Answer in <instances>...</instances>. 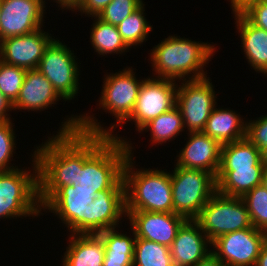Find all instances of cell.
Returning a JSON list of instances; mask_svg holds the SVG:
<instances>
[{
	"mask_svg": "<svg viewBox=\"0 0 267 266\" xmlns=\"http://www.w3.org/2000/svg\"><path fill=\"white\" fill-rule=\"evenodd\" d=\"M129 142V156L123 168L125 210L174 213L170 172L135 168L134 148Z\"/></svg>",
	"mask_w": 267,
	"mask_h": 266,
	"instance_id": "4",
	"label": "cell"
},
{
	"mask_svg": "<svg viewBox=\"0 0 267 266\" xmlns=\"http://www.w3.org/2000/svg\"><path fill=\"white\" fill-rule=\"evenodd\" d=\"M194 220L211 243L224 234L252 227L243 199L218 192L209 199Z\"/></svg>",
	"mask_w": 267,
	"mask_h": 266,
	"instance_id": "8",
	"label": "cell"
},
{
	"mask_svg": "<svg viewBox=\"0 0 267 266\" xmlns=\"http://www.w3.org/2000/svg\"><path fill=\"white\" fill-rule=\"evenodd\" d=\"M174 166L170 172L174 213L195 219L217 192L216 177L199 169Z\"/></svg>",
	"mask_w": 267,
	"mask_h": 266,
	"instance_id": "7",
	"label": "cell"
},
{
	"mask_svg": "<svg viewBox=\"0 0 267 266\" xmlns=\"http://www.w3.org/2000/svg\"><path fill=\"white\" fill-rule=\"evenodd\" d=\"M144 130L145 132L150 130L153 145L170 142L171 139L181 135L180 132L185 131L181 111L174 106L171 110L150 120L140 129L139 133Z\"/></svg>",
	"mask_w": 267,
	"mask_h": 266,
	"instance_id": "27",
	"label": "cell"
},
{
	"mask_svg": "<svg viewBox=\"0 0 267 266\" xmlns=\"http://www.w3.org/2000/svg\"><path fill=\"white\" fill-rule=\"evenodd\" d=\"M255 266H267V239L263 243Z\"/></svg>",
	"mask_w": 267,
	"mask_h": 266,
	"instance_id": "41",
	"label": "cell"
},
{
	"mask_svg": "<svg viewBox=\"0 0 267 266\" xmlns=\"http://www.w3.org/2000/svg\"><path fill=\"white\" fill-rule=\"evenodd\" d=\"M126 68L114 74L105 75L99 98V108L115 116L116 123H112L109 128H105L94 115L82 114L80 115L78 131L110 136L113 134V129H116L117 125H121L131 115L144 79L137 80L134 69L132 67Z\"/></svg>",
	"mask_w": 267,
	"mask_h": 266,
	"instance_id": "5",
	"label": "cell"
},
{
	"mask_svg": "<svg viewBox=\"0 0 267 266\" xmlns=\"http://www.w3.org/2000/svg\"><path fill=\"white\" fill-rule=\"evenodd\" d=\"M246 138L259 150L267 146V114L247 121Z\"/></svg>",
	"mask_w": 267,
	"mask_h": 266,
	"instance_id": "35",
	"label": "cell"
},
{
	"mask_svg": "<svg viewBox=\"0 0 267 266\" xmlns=\"http://www.w3.org/2000/svg\"><path fill=\"white\" fill-rule=\"evenodd\" d=\"M32 171L17 168L0 172V218L40 216L38 163L35 156Z\"/></svg>",
	"mask_w": 267,
	"mask_h": 266,
	"instance_id": "6",
	"label": "cell"
},
{
	"mask_svg": "<svg viewBox=\"0 0 267 266\" xmlns=\"http://www.w3.org/2000/svg\"><path fill=\"white\" fill-rule=\"evenodd\" d=\"M215 108L211 112L203 132L221 146L246 138L247 120L227 108Z\"/></svg>",
	"mask_w": 267,
	"mask_h": 266,
	"instance_id": "23",
	"label": "cell"
},
{
	"mask_svg": "<svg viewBox=\"0 0 267 266\" xmlns=\"http://www.w3.org/2000/svg\"><path fill=\"white\" fill-rule=\"evenodd\" d=\"M75 53L57 38L45 48L38 70L53 85L57 93L65 100H72L79 90V63Z\"/></svg>",
	"mask_w": 267,
	"mask_h": 266,
	"instance_id": "9",
	"label": "cell"
},
{
	"mask_svg": "<svg viewBox=\"0 0 267 266\" xmlns=\"http://www.w3.org/2000/svg\"><path fill=\"white\" fill-rule=\"evenodd\" d=\"M249 212L252 226L267 233V189L256 186L242 197Z\"/></svg>",
	"mask_w": 267,
	"mask_h": 266,
	"instance_id": "31",
	"label": "cell"
},
{
	"mask_svg": "<svg viewBox=\"0 0 267 266\" xmlns=\"http://www.w3.org/2000/svg\"><path fill=\"white\" fill-rule=\"evenodd\" d=\"M142 3V0H112L97 17L108 24L118 26Z\"/></svg>",
	"mask_w": 267,
	"mask_h": 266,
	"instance_id": "33",
	"label": "cell"
},
{
	"mask_svg": "<svg viewBox=\"0 0 267 266\" xmlns=\"http://www.w3.org/2000/svg\"><path fill=\"white\" fill-rule=\"evenodd\" d=\"M130 228L135 231L136 238H143L170 247L177 232L187 220L176 213L126 211Z\"/></svg>",
	"mask_w": 267,
	"mask_h": 266,
	"instance_id": "16",
	"label": "cell"
},
{
	"mask_svg": "<svg viewBox=\"0 0 267 266\" xmlns=\"http://www.w3.org/2000/svg\"><path fill=\"white\" fill-rule=\"evenodd\" d=\"M261 185L264 186L267 189V168H265L264 171H263Z\"/></svg>",
	"mask_w": 267,
	"mask_h": 266,
	"instance_id": "44",
	"label": "cell"
},
{
	"mask_svg": "<svg viewBox=\"0 0 267 266\" xmlns=\"http://www.w3.org/2000/svg\"><path fill=\"white\" fill-rule=\"evenodd\" d=\"M267 233L255 227L219 236L211 243L212 253L225 266H255Z\"/></svg>",
	"mask_w": 267,
	"mask_h": 266,
	"instance_id": "12",
	"label": "cell"
},
{
	"mask_svg": "<svg viewBox=\"0 0 267 266\" xmlns=\"http://www.w3.org/2000/svg\"><path fill=\"white\" fill-rule=\"evenodd\" d=\"M65 120L57 134L47 137L33 153L38 163L41 207L61 187L79 185V170L83 167V132L78 131L80 114Z\"/></svg>",
	"mask_w": 267,
	"mask_h": 266,
	"instance_id": "1",
	"label": "cell"
},
{
	"mask_svg": "<svg viewBox=\"0 0 267 266\" xmlns=\"http://www.w3.org/2000/svg\"><path fill=\"white\" fill-rule=\"evenodd\" d=\"M254 0H230L232 12H238L242 10L249 2Z\"/></svg>",
	"mask_w": 267,
	"mask_h": 266,
	"instance_id": "42",
	"label": "cell"
},
{
	"mask_svg": "<svg viewBox=\"0 0 267 266\" xmlns=\"http://www.w3.org/2000/svg\"><path fill=\"white\" fill-rule=\"evenodd\" d=\"M264 169H236L218 171L217 192L231 197H243L256 186L261 185Z\"/></svg>",
	"mask_w": 267,
	"mask_h": 266,
	"instance_id": "26",
	"label": "cell"
},
{
	"mask_svg": "<svg viewBox=\"0 0 267 266\" xmlns=\"http://www.w3.org/2000/svg\"><path fill=\"white\" fill-rule=\"evenodd\" d=\"M240 12L253 25L267 31V0L251 1Z\"/></svg>",
	"mask_w": 267,
	"mask_h": 266,
	"instance_id": "36",
	"label": "cell"
},
{
	"mask_svg": "<svg viewBox=\"0 0 267 266\" xmlns=\"http://www.w3.org/2000/svg\"><path fill=\"white\" fill-rule=\"evenodd\" d=\"M233 14L248 64L263 74L267 70V31L253 25L240 11Z\"/></svg>",
	"mask_w": 267,
	"mask_h": 266,
	"instance_id": "21",
	"label": "cell"
},
{
	"mask_svg": "<svg viewBox=\"0 0 267 266\" xmlns=\"http://www.w3.org/2000/svg\"><path fill=\"white\" fill-rule=\"evenodd\" d=\"M27 70L0 60V92L13 103L20 92Z\"/></svg>",
	"mask_w": 267,
	"mask_h": 266,
	"instance_id": "32",
	"label": "cell"
},
{
	"mask_svg": "<svg viewBox=\"0 0 267 266\" xmlns=\"http://www.w3.org/2000/svg\"><path fill=\"white\" fill-rule=\"evenodd\" d=\"M125 210V190H102L88 204L87 234L119 227L122 217H127Z\"/></svg>",
	"mask_w": 267,
	"mask_h": 266,
	"instance_id": "19",
	"label": "cell"
},
{
	"mask_svg": "<svg viewBox=\"0 0 267 266\" xmlns=\"http://www.w3.org/2000/svg\"><path fill=\"white\" fill-rule=\"evenodd\" d=\"M144 5L145 4L142 3L117 26L118 32L129 48L137 45L141 46L143 42H146L149 32H151L153 28L151 24L147 22L145 17L146 14L144 13Z\"/></svg>",
	"mask_w": 267,
	"mask_h": 266,
	"instance_id": "30",
	"label": "cell"
},
{
	"mask_svg": "<svg viewBox=\"0 0 267 266\" xmlns=\"http://www.w3.org/2000/svg\"><path fill=\"white\" fill-rule=\"evenodd\" d=\"M131 231L132 238L116 228L98 233L105 244L103 266H133L136 235L132 228Z\"/></svg>",
	"mask_w": 267,
	"mask_h": 266,
	"instance_id": "25",
	"label": "cell"
},
{
	"mask_svg": "<svg viewBox=\"0 0 267 266\" xmlns=\"http://www.w3.org/2000/svg\"><path fill=\"white\" fill-rule=\"evenodd\" d=\"M236 169H265L261 150L247 138L221 146L218 171H236Z\"/></svg>",
	"mask_w": 267,
	"mask_h": 266,
	"instance_id": "24",
	"label": "cell"
},
{
	"mask_svg": "<svg viewBox=\"0 0 267 266\" xmlns=\"http://www.w3.org/2000/svg\"><path fill=\"white\" fill-rule=\"evenodd\" d=\"M127 140L117 134L83 133V167L79 170L81 188L93 190H125L123 168L129 148Z\"/></svg>",
	"mask_w": 267,
	"mask_h": 266,
	"instance_id": "2",
	"label": "cell"
},
{
	"mask_svg": "<svg viewBox=\"0 0 267 266\" xmlns=\"http://www.w3.org/2000/svg\"><path fill=\"white\" fill-rule=\"evenodd\" d=\"M133 266H174L170 247L143 238H136Z\"/></svg>",
	"mask_w": 267,
	"mask_h": 266,
	"instance_id": "29",
	"label": "cell"
},
{
	"mask_svg": "<svg viewBox=\"0 0 267 266\" xmlns=\"http://www.w3.org/2000/svg\"><path fill=\"white\" fill-rule=\"evenodd\" d=\"M0 10H1V6H0ZM1 41H2V39H1V33H0V44H1Z\"/></svg>",
	"mask_w": 267,
	"mask_h": 266,
	"instance_id": "45",
	"label": "cell"
},
{
	"mask_svg": "<svg viewBox=\"0 0 267 266\" xmlns=\"http://www.w3.org/2000/svg\"><path fill=\"white\" fill-rule=\"evenodd\" d=\"M178 83L170 79L144 78L131 115L123 122H135L137 131L153 118L176 106Z\"/></svg>",
	"mask_w": 267,
	"mask_h": 266,
	"instance_id": "11",
	"label": "cell"
},
{
	"mask_svg": "<svg viewBox=\"0 0 267 266\" xmlns=\"http://www.w3.org/2000/svg\"><path fill=\"white\" fill-rule=\"evenodd\" d=\"M210 248L211 242L208 237L192 219L186 220L179 228L170 246V254L174 266H195L212 253Z\"/></svg>",
	"mask_w": 267,
	"mask_h": 266,
	"instance_id": "18",
	"label": "cell"
},
{
	"mask_svg": "<svg viewBox=\"0 0 267 266\" xmlns=\"http://www.w3.org/2000/svg\"><path fill=\"white\" fill-rule=\"evenodd\" d=\"M54 38L41 28L1 41L0 60L25 70L37 69L45 48Z\"/></svg>",
	"mask_w": 267,
	"mask_h": 266,
	"instance_id": "15",
	"label": "cell"
},
{
	"mask_svg": "<svg viewBox=\"0 0 267 266\" xmlns=\"http://www.w3.org/2000/svg\"><path fill=\"white\" fill-rule=\"evenodd\" d=\"M262 163L267 168V146L261 150Z\"/></svg>",
	"mask_w": 267,
	"mask_h": 266,
	"instance_id": "43",
	"label": "cell"
},
{
	"mask_svg": "<svg viewBox=\"0 0 267 266\" xmlns=\"http://www.w3.org/2000/svg\"><path fill=\"white\" fill-rule=\"evenodd\" d=\"M112 0H83L82 3L74 10H78L82 14H86L89 17L98 16L102 10L111 2Z\"/></svg>",
	"mask_w": 267,
	"mask_h": 266,
	"instance_id": "37",
	"label": "cell"
},
{
	"mask_svg": "<svg viewBox=\"0 0 267 266\" xmlns=\"http://www.w3.org/2000/svg\"><path fill=\"white\" fill-rule=\"evenodd\" d=\"M12 110V103L0 92V123L11 120L8 112Z\"/></svg>",
	"mask_w": 267,
	"mask_h": 266,
	"instance_id": "38",
	"label": "cell"
},
{
	"mask_svg": "<svg viewBox=\"0 0 267 266\" xmlns=\"http://www.w3.org/2000/svg\"><path fill=\"white\" fill-rule=\"evenodd\" d=\"M213 45L171 35L155 45L149 54L152 71L157 78L173 81L205 78L208 75L204 66L216 53Z\"/></svg>",
	"mask_w": 267,
	"mask_h": 266,
	"instance_id": "3",
	"label": "cell"
},
{
	"mask_svg": "<svg viewBox=\"0 0 267 266\" xmlns=\"http://www.w3.org/2000/svg\"><path fill=\"white\" fill-rule=\"evenodd\" d=\"M195 266H225L213 253L204 260L199 261Z\"/></svg>",
	"mask_w": 267,
	"mask_h": 266,
	"instance_id": "40",
	"label": "cell"
},
{
	"mask_svg": "<svg viewBox=\"0 0 267 266\" xmlns=\"http://www.w3.org/2000/svg\"><path fill=\"white\" fill-rule=\"evenodd\" d=\"M69 240L63 266H103L105 244L99 234H71Z\"/></svg>",
	"mask_w": 267,
	"mask_h": 266,
	"instance_id": "22",
	"label": "cell"
},
{
	"mask_svg": "<svg viewBox=\"0 0 267 266\" xmlns=\"http://www.w3.org/2000/svg\"><path fill=\"white\" fill-rule=\"evenodd\" d=\"M54 2H56L58 5V7L60 6L61 10L62 9H66L74 11L81 3L83 0H53Z\"/></svg>",
	"mask_w": 267,
	"mask_h": 266,
	"instance_id": "39",
	"label": "cell"
},
{
	"mask_svg": "<svg viewBox=\"0 0 267 266\" xmlns=\"http://www.w3.org/2000/svg\"><path fill=\"white\" fill-rule=\"evenodd\" d=\"M188 141L176 158V166L199 169L215 177L220 166L221 145L204 132L187 133Z\"/></svg>",
	"mask_w": 267,
	"mask_h": 266,
	"instance_id": "17",
	"label": "cell"
},
{
	"mask_svg": "<svg viewBox=\"0 0 267 266\" xmlns=\"http://www.w3.org/2000/svg\"><path fill=\"white\" fill-rule=\"evenodd\" d=\"M63 99L48 79L38 70H27L13 110L44 111Z\"/></svg>",
	"mask_w": 267,
	"mask_h": 266,
	"instance_id": "20",
	"label": "cell"
},
{
	"mask_svg": "<svg viewBox=\"0 0 267 266\" xmlns=\"http://www.w3.org/2000/svg\"><path fill=\"white\" fill-rule=\"evenodd\" d=\"M209 78L185 80L177 86L176 106L181 111L184 128L187 127L189 133L203 132L217 105V95Z\"/></svg>",
	"mask_w": 267,
	"mask_h": 266,
	"instance_id": "10",
	"label": "cell"
},
{
	"mask_svg": "<svg viewBox=\"0 0 267 266\" xmlns=\"http://www.w3.org/2000/svg\"><path fill=\"white\" fill-rule=\"evenodd\" d=\"M12 120L0 123V172L10 171L17 169L14 167L11 161V157L15 154L14 148H16V136ZM12 166H11V165Z\"/></svg>",
	"mask_w": 267,
	"mask_h": 266,
	"instance_id": "34",
	"label": "cell"
},
{
	"mask_svg": "<svg viewBox=\"0 0 267 266\" xmlns=\"http://www.w3.org/2000/svg\"><path fill=\"white\" fill-rule=\"evenodd\" d=\"M45 0H0L1 39L40 29L45 17Z\"/></svg>",
	"mask_w": 267,
	"mask_h": 266,
	"instance_id": "14",
	"label": "cell"
},
{
	"mask_svg": "<svg viewBox=\"0 0 267 266\" xmlns=\"http://www.w3.org/2000/svg\"><path fill=\"white\" fill-rule=\"evenodd\" d=\"M263 75H265L267 77V70L263 73Z\"/></svg>",
	"mask_w": 267,
	"mask_h": 266,
	"instance_id": "46",
	"label": "cell"
},
{
	"mask_svg": "<svg viewBox=\"0 0 267 266\" xmlns=\"http://www.w3.org/2000/svg\"><path fill=\"white\" fill-rule=\"evenodd\" d=\"M95 198L93 190H86L80 185H68L61 187L41 209L57 215L70 234H87L88 204Z\"/></svg>",
	"mask_w": 267,
	"mask_h": 266,
	"instance_id": "13",
	"label": "cell"
},
{
	"mask_svg": "<svg viewBox=\"0 0 267 266\" xmlns=\"http://www.w3.org/2000/svg\"><path fill=\"white\" fill-rule=\"evenodd\" d=\"M92 18L95 20L90 29V41L95 52L103 56L113 53L122 55L130 49L123 41L117 26L108 24L97 16Z\"/></svg>",
	"mask_w": 267,
	"mask_h": 266,
	"instance_id": "28",
	"label": "cell"
}]
</instances>
